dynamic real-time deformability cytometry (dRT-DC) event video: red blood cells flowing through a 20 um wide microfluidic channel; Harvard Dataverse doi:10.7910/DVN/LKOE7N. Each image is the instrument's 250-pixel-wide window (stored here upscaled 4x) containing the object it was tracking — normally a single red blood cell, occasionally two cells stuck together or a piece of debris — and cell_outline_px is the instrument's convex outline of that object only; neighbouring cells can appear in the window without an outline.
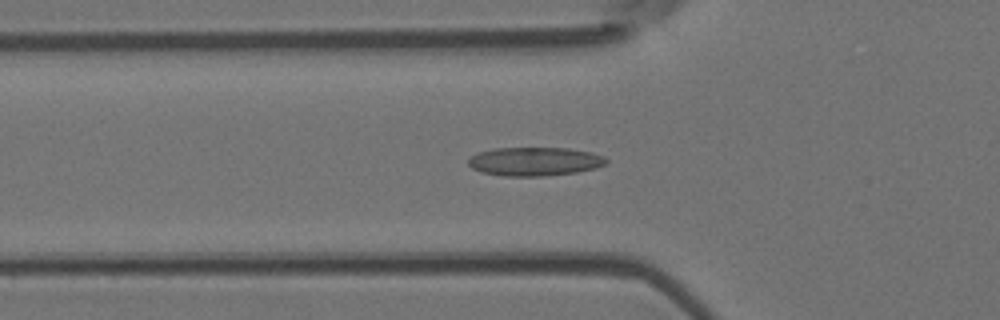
{"species": "Egyptian fruit bat (a non-hibernating species)", "species_latin": "Rousettus aegyptiacus", "temperature_condition": "room temperature", "stored_images_in_passage": 29, "camera_frame_rate_fps": 3000, "um_per_image_px": 0.085, "animal": {"sex": "female"}, "frame": {"image": 1, "passage_image": 6, "time_ms": 1.667, "image_size_px": [1000, 320], "cell_outline_px": [[608, 164], [596, 168], [576, 172], [544, 176], [504, 176], [480, 172], [472, 168], [468, 164], [468, 160], [476, 152], [492, 148], [568, 148], [592, 152], [604, 156], [608, 160]], "centroid_in_image_um": [45.45, 13.72], "position_along_channel_um": 80.3, "area_um2": 23.29}}
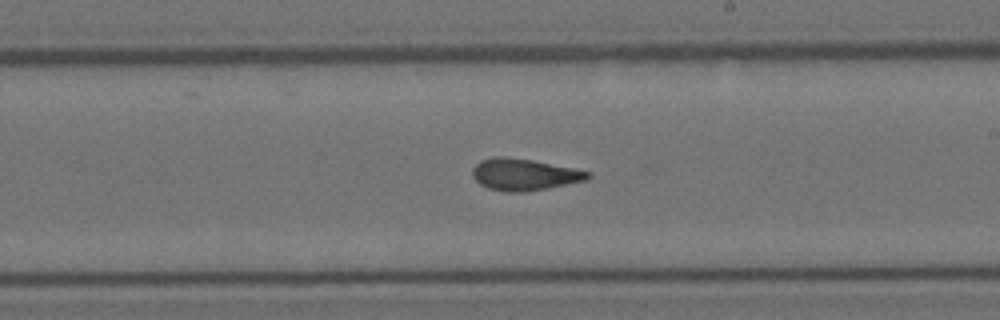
{"frame": {"image": 2, "passage_image": 19, "time_ms": 6.0, "image_size_px": [1000, 320], "cell_outline_px": [[592, 176], [588, 180], [548, 188], [524, 192], [504, 192], [488, 188], [480, 184], [472, 176], [472, 168], [480, 160], [496, 156], [504, 156], [532, 160], [592, 172]], "centroid_in_image_um": [44.56, 14.84], "position_along_channel_um": 244.4, "area_um2": 21.44}}
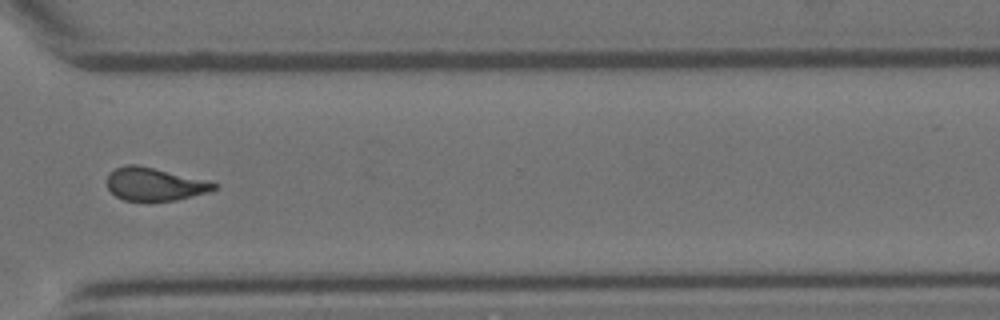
{"frame": {"image": 3, "passage_image": 28, "time_ms": 9.0, "image_size_px": [1000, 320], "cell_outline_px": [[216, 188], [208, 192], [176, 200], [124, 200], [116, 196], [108, 188], [108, 172], [124, 164], [136, 164], [208, 180], [216, 184]], "centroid_in_image_um": [13.12, 15.63], "position_along_channel_um": 357.5, "area_um2": 20.35}}